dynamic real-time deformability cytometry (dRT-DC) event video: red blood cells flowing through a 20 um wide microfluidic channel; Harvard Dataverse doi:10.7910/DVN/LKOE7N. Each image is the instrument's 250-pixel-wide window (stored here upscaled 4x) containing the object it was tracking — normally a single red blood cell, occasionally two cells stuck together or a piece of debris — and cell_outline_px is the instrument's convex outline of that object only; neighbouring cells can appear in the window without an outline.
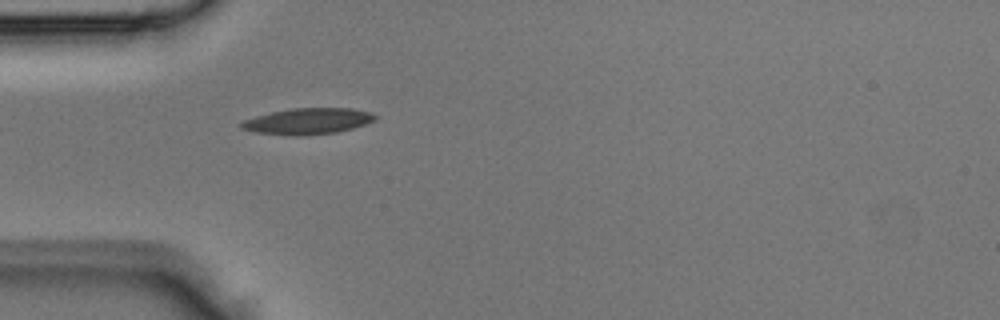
{"species": "Egyptian fruit bat (a non-hibernating species)", "species_latin": "Rousettus aegyptiacus", "temperature_condition": "room temperature", "stored_images_in_passage": 12, "camera_frame_rate_fps": 3000, "um_per_image_px": 0.085, "animal": {"sex": "male"}, "frame": {"image": 1, "passage_image": 1, "time_ms": 0.0, "image_size_px": [1000, 320], "cell_outline_px": [[376, 120], [352, 128], [336, 132], [296, 136], [256, 132], [240, 128], [240, 124], [244, 120], [256, 116], [272, 112], [292, 108], [352, 108], [372, 112], [376, 116]], "centroid_in_image_um": [26.18, 10.29], "position_along_channel_um": 58.8, "area_um2": 20.17}}
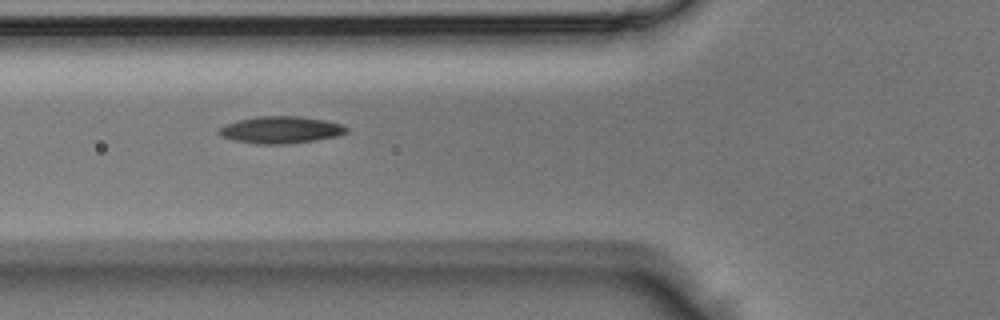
{"frame": {"image": 2, "passage_image": 4, "time_ms": 1.0, "image_size_px": [1000, 320], "cell_outline_px": [[348, 132], [336, 136], [316, 140], [284, 144], [256, 144], [232, 140], [220, 136], [216, 132], [224, 124], [236, 120], [256, 116], [300, 116], [324, 120], [340, 124], [348, 128]], "centroid_in_image_um": [23.8, 11.03], "position_along_channel_um": 102.0, "area_um2": 20.23}}